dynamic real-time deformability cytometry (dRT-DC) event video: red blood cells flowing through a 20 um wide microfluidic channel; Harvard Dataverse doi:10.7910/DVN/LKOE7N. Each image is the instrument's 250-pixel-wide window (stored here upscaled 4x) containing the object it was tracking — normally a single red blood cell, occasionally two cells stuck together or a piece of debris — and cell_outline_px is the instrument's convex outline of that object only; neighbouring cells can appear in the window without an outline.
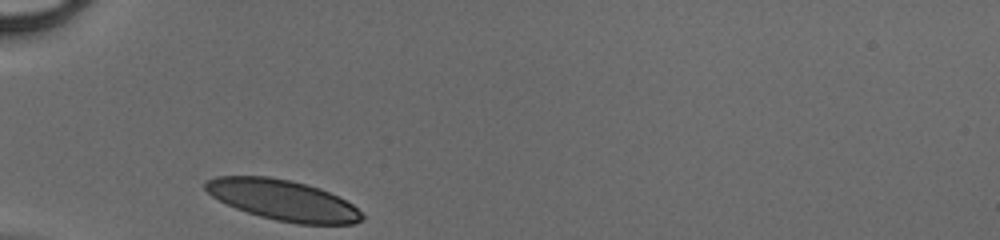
{"species": "human", "species_latin": "Homo sapiens", "temperature_condition": "cold", "stored_images_in_passage": 25, "camera_frame_rate_fps": 3000, "um_per_image_px": 0.085, "donor": {"sex": "male"}, "frame": {"image": 1, "passage_image": 1, "time_ms": 0.0, "image_size_px": [1000, 240], "cell_outline_px": [[364, 216], [360, 220], [352, 224], [296, 224], [276, 220], [260, 216], [236, 208], [212, 196], [204, 188], [204, 184], [208, 180], [216, 176], [268, 176], [292, 180], [320, 188], [352, 204]], "centroid_in_image_um": [24.04, 17.0], "position_along_channel_um": 61.0, "area_um2": 36.65}}
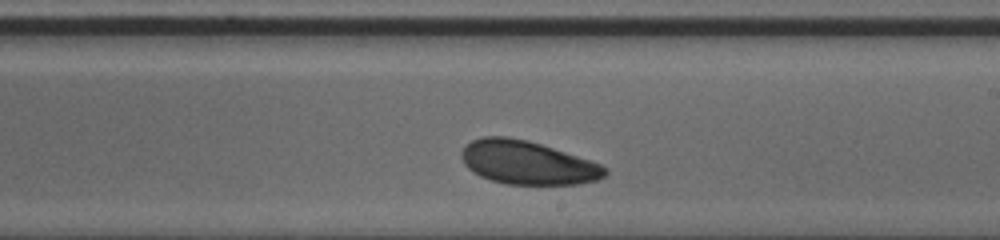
{"frame": {"image": 2, "passage_image": 15, "time_ms": 4.667, "image_size_px": [1000, 240], "cell_outline_px": [[608, 172], [604, 176], [596, 180], [580, 184], [504, 184], [480, 176], [472, 172], [464, 164], [460, 156], [460, 152], [464, 144], [472, 140], [484, 136], [508, 136], [528, 140], [600, 164], [608, 168]], "centroid_in_image_um": [44.77, 13.82], "position_along_channel_um": 244.2, "area_um2": 36.36}}
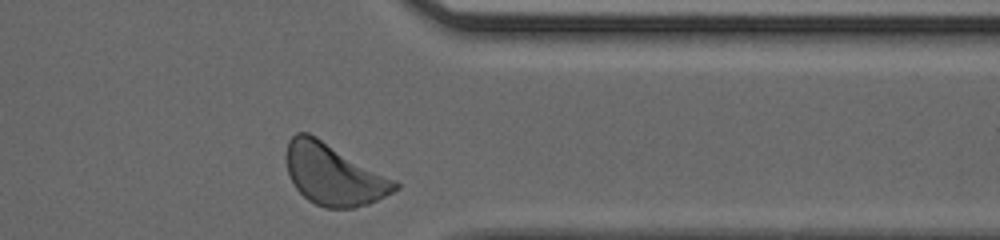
{"frame": {"image": 3, "passage_image": 25, "time_ms": 8.0, "image_size_px": [1000, 240], "cell_outline_px": [[400, 188], [368, 204], [356, 208], [324, 208], [308, 200], [296, 188], [288, 172], [284, 160], [284, 156], [288, 140], [296, 132], [308, 132], [316, 136], [396, 180], [400, 184]], "centroid_in_image_um": [28.33, 14.82], "position_along_channel_um": 383.1, "area_um2": 38.96}}